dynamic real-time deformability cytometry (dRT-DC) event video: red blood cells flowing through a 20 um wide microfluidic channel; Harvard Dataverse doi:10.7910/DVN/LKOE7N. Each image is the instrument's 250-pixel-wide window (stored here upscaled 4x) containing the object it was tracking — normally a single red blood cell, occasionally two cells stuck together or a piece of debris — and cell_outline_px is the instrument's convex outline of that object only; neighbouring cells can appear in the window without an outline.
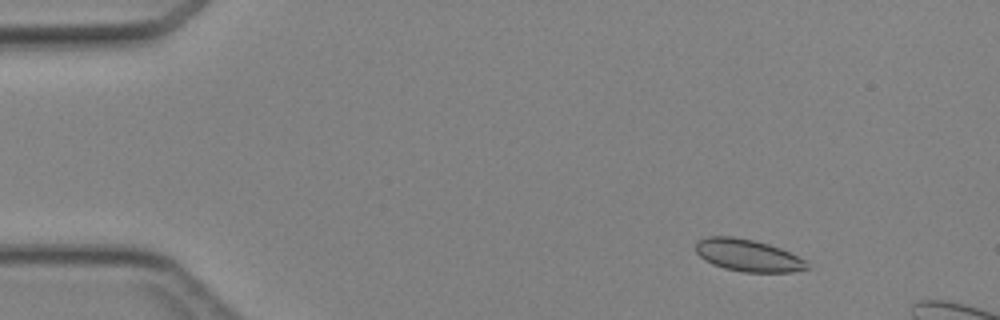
{"species": "Egyptian fruit bat (a non-hibernating species)", "species_latin": "Rousettus aegyptiacus", "temperature_condition": "cold", "stored_images_in_passage": 12, "camera_frame_rate_fps": 3000, "um_per_image_px": 0.085, "animal": {"sex": "female"}, "frame": {"image": 1, "passage_image": 6, "time_ms": 1.667, "image_size_px": [1000, 320], "cell_outline_px": [[808, 268], [792, 272], [744, 272], [724, 268], [712, 264], [704, 260], [696, 252], [696, 240], [708, 236], [732, 236], [752, 240], [768, 244], [780, 248], [804, 260]], "centroid_in_image_um": [63.5, 21.7], "position_along_channel_um": 21.5, "area_um2": 20.63}}